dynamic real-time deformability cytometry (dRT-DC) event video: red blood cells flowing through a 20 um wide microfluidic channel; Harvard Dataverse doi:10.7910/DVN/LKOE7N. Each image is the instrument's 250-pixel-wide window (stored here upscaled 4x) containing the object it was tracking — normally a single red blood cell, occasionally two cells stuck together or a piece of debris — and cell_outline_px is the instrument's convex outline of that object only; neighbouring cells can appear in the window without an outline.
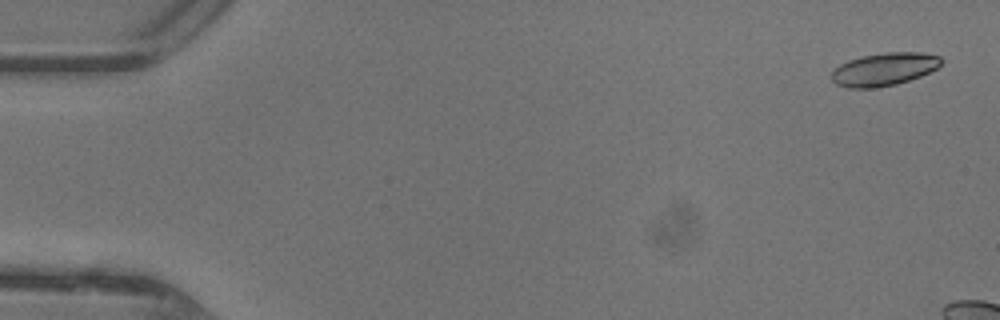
{"species": "common noctule bat (a hibernating species)", "species_latin": "Nyctalus noctula", "temperature_condition": "warm", "stored_images_in_passage": 9, "camera_frame_rate_fps": 3000, "um_per_image_px": 0.085, "animal": {"sex": "female"}, "frame": {"image": 1, "passage_image": 2, "time_ms": 0.333, "image_size_px": [1000, 320], "cell_outline_px": [[944, 60], [936, 68], [920, 76], [896, 84], [876, 88], [848, 88], [836, 84], [832, 80], [832, 72], [840, 64], [848, 60], [860, 56], [888, 52], [920, 52], [940, 56]], "centroid_in_image_um": [75.14, 5.88], "position_along_channel_um": 9.9, "area_um2": 20.98}}